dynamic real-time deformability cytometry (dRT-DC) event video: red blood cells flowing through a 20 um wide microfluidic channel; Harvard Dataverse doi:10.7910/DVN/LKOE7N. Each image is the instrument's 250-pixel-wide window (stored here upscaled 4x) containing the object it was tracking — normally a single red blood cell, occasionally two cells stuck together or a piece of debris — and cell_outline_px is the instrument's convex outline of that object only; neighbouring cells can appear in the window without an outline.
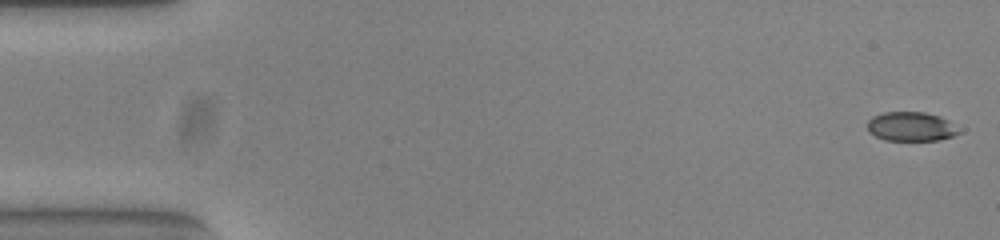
{"species": "common noctule bat (a hibernating species)", "species_latin": "Nyctalus noctula", "temperature_condition": "warm", "stored_images_in_passage": 53, "camera_frame_rate_fps": 3000, "um_per_image_px": 0.085, "animal": {"sex": "female", "body_mass_g": 23.0, "forearm_length_mm": 53.4}, "frame": {"image": 1, "passage_image": 1, "time_ms": 0.0, "image_size_px": [1000, 240], "cell_outline_px": [[964, 132], [940, 140], [884, 140], [868, 132], [868, 120], [872, 116], [884, 112], [924, 112], [940, 116], [964, 128]], "centroid_in_image_um": [77.52, 10.76], "position_along_channel_um": 7.5, "area_um2": 15.95}}
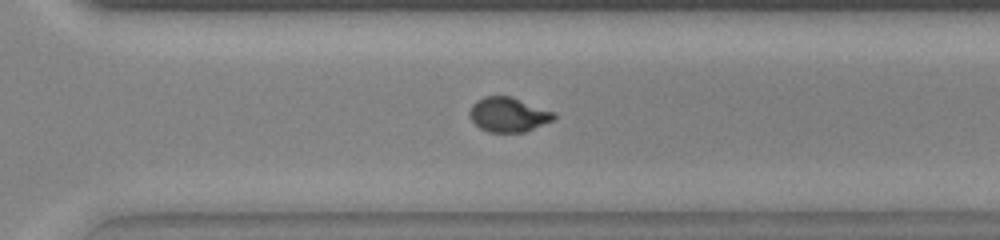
{"frame": {"image": 2, "passage_image": 37, "time_ms": 12.0, "image_size_px": [1000, 240], "cell_outline_px": [[556, 116], [552, 120], [524, 132], [488, 132], [480, 128], [468, 116], [468, 112], [472, 104], [476, 100], [484, 96], [512, 96], [556, 112]], "centroid_in_image_um": [43.19, 9.72], "position_along_channel_um": 327.4, "area_um2": 17.11}}
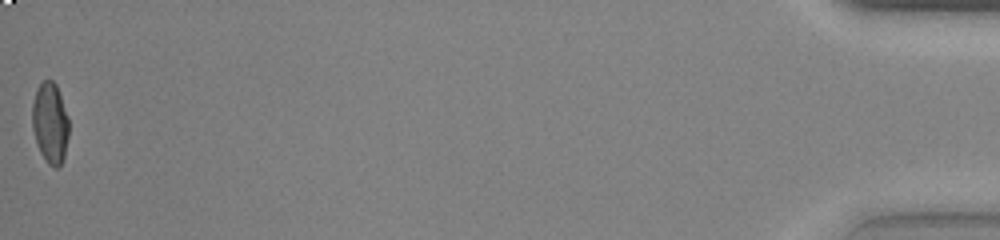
{"frame": {"image": 3, "passage_image": 53, "time_ms": 17.333, "image_size_px": [1000, 240], "cell_outline_px": [[68, 136], [64, 156], [60, 164], [56, 168], [48, 164], [40, 152], [36, 144], [32, 128], [32, 104], [36, 88], [44, 80], [52, 80], [56, 84], [68, 116]], "centroid_in_image_um": [4.24, 10.44], "position_along_channel_um": 431.0, "area_um2": 17.28}, "authors_computed_cell_mechanics": {"area_um2": 17.2822, "velocity_mm_per_s": 3.8611, "shape_relaxation_time_tau1_ms": 4.7753, "shape_relaxation_time_tau2_ms": null, "deformation_change_tau1": 0.1667, "deformation_change_tau2": null}}